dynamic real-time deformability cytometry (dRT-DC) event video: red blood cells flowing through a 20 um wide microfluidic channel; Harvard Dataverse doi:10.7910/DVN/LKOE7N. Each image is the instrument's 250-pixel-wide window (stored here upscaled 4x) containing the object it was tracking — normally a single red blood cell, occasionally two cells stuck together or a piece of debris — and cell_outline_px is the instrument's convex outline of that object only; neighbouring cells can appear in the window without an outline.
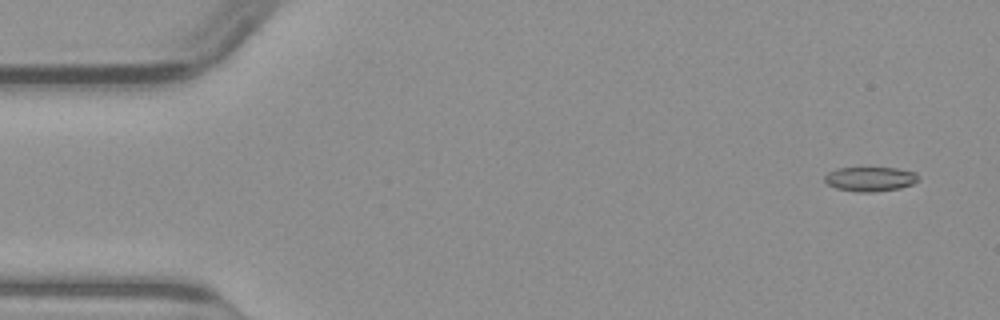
{"species": "common noctule bat (a hibernating species)", "species_latin": "Nyctalus noctula", "temperature_condition": "warm", "stored_images_in_passage": 48, "camera_frame_rate_fps": 3000, "um_per_image_px": 0.085, "animal": {"sex": "male", "body_mass_g": 23.1, "forearm_length_mm": 52.7}, "frame": {"image": 1, "passage_image": 1, "time_ms": 0.0, "image_size_px": [1000, 320], "cell_outline_px": [[920, 180], [912, 184], [900, 188], [872, 192], [860, 192], [836, 188], [828, 184], [824, 180], [824, 176], [828, 172], [836, 168], [896, 168], [916, 172]], "centroid_in_image_um": [73.97, 15.21], "position_along_channel_um": 11.0, "area_um2": 13.35}}
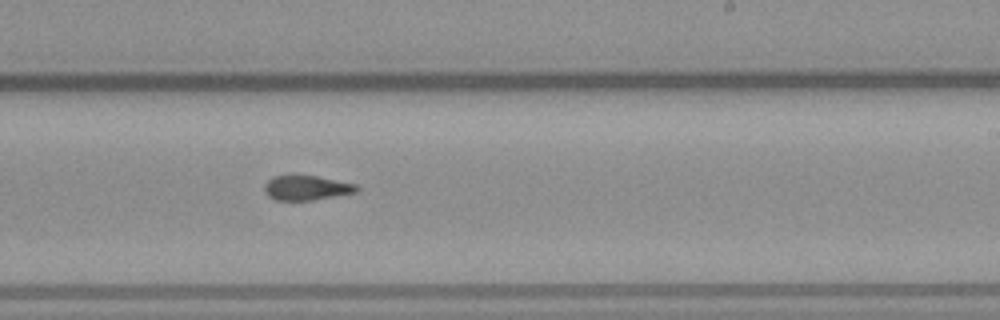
{"frame": {"image": 2, "passage_image": 28, "time_ms": 9.0, "image_size_px": [1000, 320], "cell_outline_px": [[360, 188], [356, 192], [312, 200], [276, 200], [268, 196], [264, 192], [264, 184], [272, 176], [292, 172], [316, 176], [356, 184]], "centroid_in_image_um": [25.98, 15.92], "position_along_channel_um": 263.0, "area_um2": 13.76}}
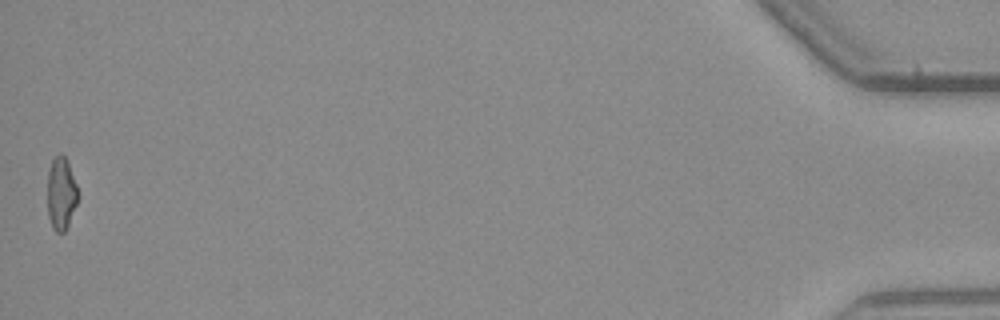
{"frame": {"image": 3, "passage_image": 48, "time_ms": 15.667, "image_size_px": [1000, 320], "cell_outline_px": [[80, 196], [68, 224], [64, 232], [56, 232], [52, 228], [48, 216], [48, 172], [52, 160], [60, 152], [64, 156], [68, 164], [76, 184]], "centroid_in_image_um": [5.2, 16.47], "position_along_channel_um": 430.0, "area_um2": 12.83}}